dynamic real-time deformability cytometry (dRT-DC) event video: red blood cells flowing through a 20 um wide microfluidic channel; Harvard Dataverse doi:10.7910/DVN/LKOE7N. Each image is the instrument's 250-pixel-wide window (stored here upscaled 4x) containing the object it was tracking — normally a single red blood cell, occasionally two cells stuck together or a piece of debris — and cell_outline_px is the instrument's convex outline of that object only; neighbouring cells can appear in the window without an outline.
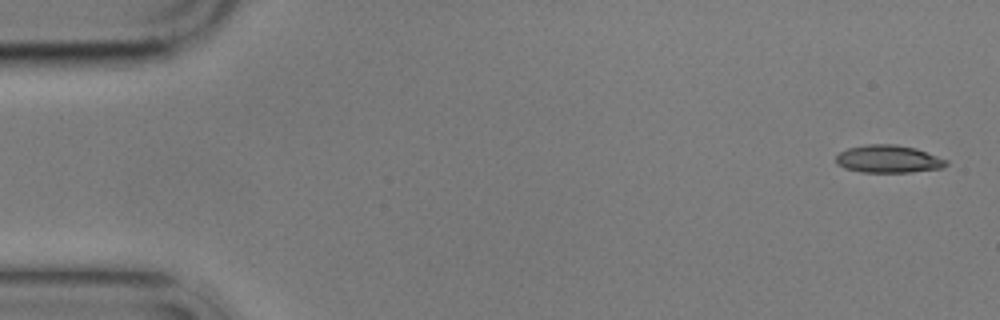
{"species": "common noctule bat (a hibernating species)", "species_latin": "Nyctalus noctula", "temperature_condition": "cold", "stored_images_in_passage": 5, "camera_frame_rate_fps": 3000, "um_per_image_px": 0.085, "animal": {"sex": "male", "body_mass_g": 17.9}, "frame": {"image": 1, "passage_image": 1, "time_ms": 0.0, "image_size_px": [1000, 320], "cell_outline_px": [[948, 164], [944, 168], [912, 172], [860, 172], [844, 168], [836, 164], [836, 156], [840, 152], [848, 148], [868, 144], [896, 144], [916, 148], [948, 160]], "centroid_in_image_um": [75.53, 13.52], "position_along_channel_um": 9.5, "area_um2": 17.92}}
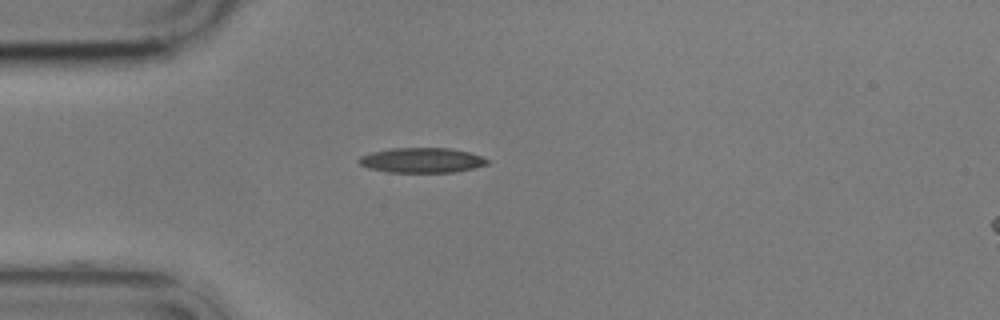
{"frame": {"image": 2, "passage_image": 5, "time_ms": 4.333, "image_size_px": [1000, 320], "cell_outline_px": [[492, 160], [488, 164], [456, 172], [388, 172], [368, 168], [360, 164], [356, 160], [360, 156], [372, 152], [388, 148], [448, 148], [468, 152]], "centroid_in_image_um": [35.84, 13.62], "position_along_channel_um": 49.2, "area_um2": 18.73}}